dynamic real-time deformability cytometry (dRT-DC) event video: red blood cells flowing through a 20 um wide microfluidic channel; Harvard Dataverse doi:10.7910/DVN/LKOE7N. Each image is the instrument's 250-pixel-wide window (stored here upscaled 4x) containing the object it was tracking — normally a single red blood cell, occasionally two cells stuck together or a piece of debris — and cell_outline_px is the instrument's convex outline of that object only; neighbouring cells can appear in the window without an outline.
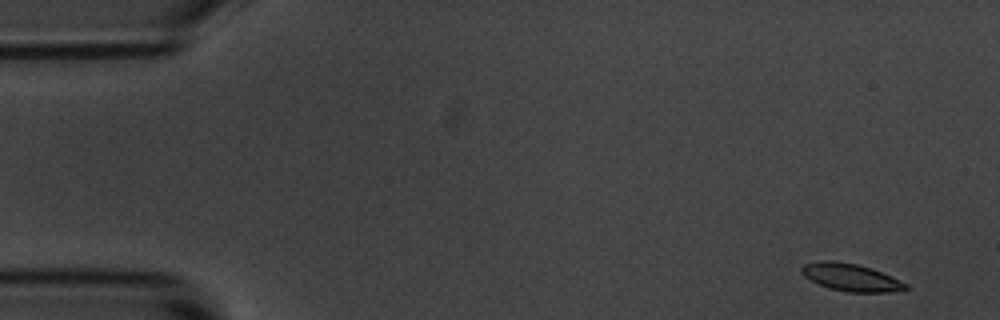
{"species": "common noctule bat (a hibernating species)", "species_latin": "Nyctalus noctula", "temperature_condition": "room temperature", "stored_images_in_passage": 4, "camera_frame_rate_fps": 3000, "um_per_image_px": 0.085, "animal": {"sex": "male", "body_mass_g": 20.1, "forearm_length_mm": 53.5}, "frame": {"image": 1, "passage_image": 1, "time_ms": 0.0, "image_size_px": [1000, 320], "cell_outline_px": [[908, 288], [888, 292], [848, 292], [828, 288], [804, 276], [800, 272], [800, 268], [804, 264], [824, 260], [832, 260], [856, 264], [872, 268], [908, 284]], "centroid_in_image_um": [72.3, 23.57], "position_along_channel_um": 12.7, "area_um2": 16.47}}
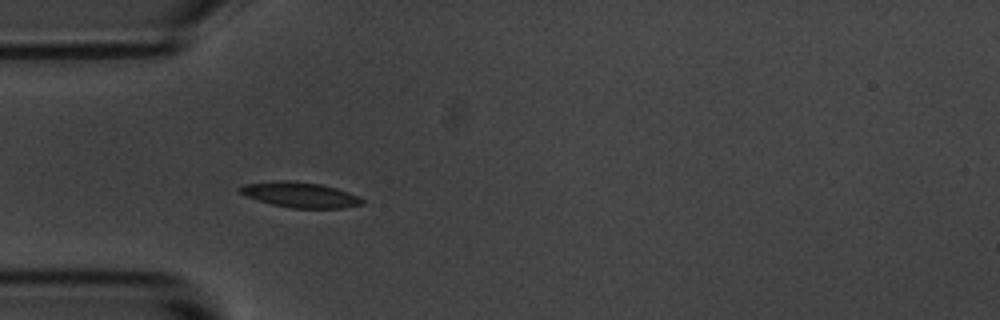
{"frame": {"image": 2, "passage_image": 4, "time_ms": 4.333, "image_size_px": [1000, 320], "cell_outline_px": [[368, 200], [364, 204], [340, 208], [292, 208], [272, 204], [256, 200], [244, 196], [236, 188], [244, 184], [280, 180], [288, 180], [320, 184], [336, 188], [348, 192]], "centroid_in_image_um": [25.5, 16.56], "position_along_channel_um": 59.5, "area_um2": 18.21}}